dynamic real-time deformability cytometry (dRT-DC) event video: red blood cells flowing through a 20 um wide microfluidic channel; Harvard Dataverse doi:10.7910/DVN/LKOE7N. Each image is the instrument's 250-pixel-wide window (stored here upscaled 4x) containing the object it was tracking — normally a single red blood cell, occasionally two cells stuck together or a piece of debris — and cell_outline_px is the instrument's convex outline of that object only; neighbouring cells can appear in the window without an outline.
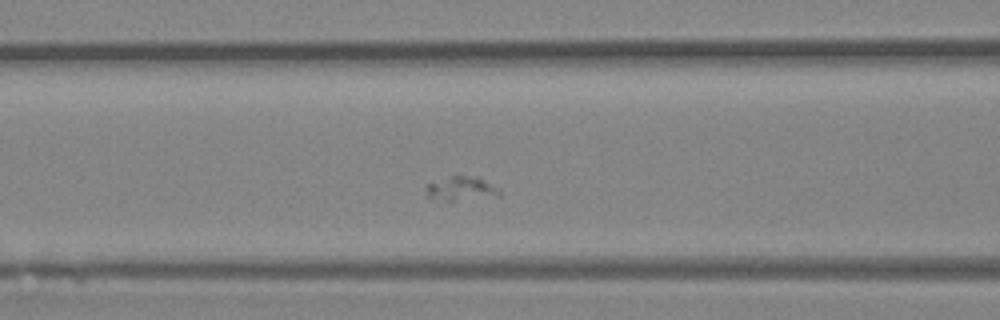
{"species": "Egyptian fruit bat (a non-hibernating species)", "species_latin": "Rousettus aegyptiacus", "temperature_condition": "room temperature", "stored_images_in_passage": 24, "camera_frame_rate_fps": 3000, "um_per_image_px": 0.085, "animal": {"sex": "female"}, "frame": {"image": 1, "passage_image": 5, "time_ms": 1.333, "image_size_px": [1000, 320], "cell_outline_px": [[500, 196], [444, 204], [440, 204], [428, 200], [424, 188], [428, 184], [452, 176], [472, 176], [484, 180], [500, 192]], "centroid_in_image_um": [39.06, 16.15], "position_along_channel_um": 127.5, "area_um2": 10.98}}
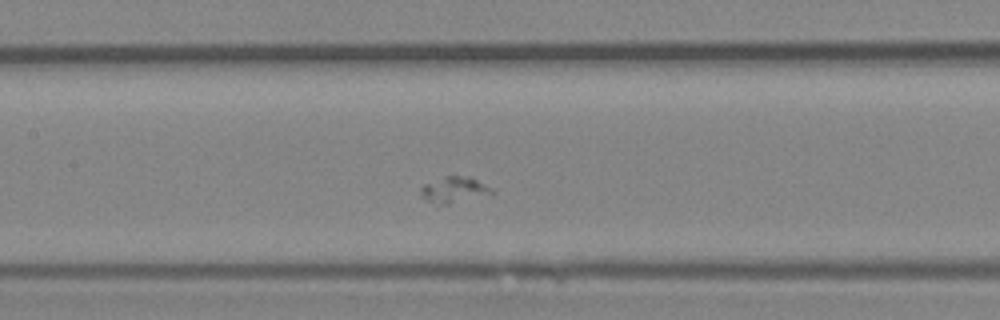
{"frame": {"image": 2, "passage_image": 8, "time_ms": 2.333, "image_size_px": [1000, 320], "cell_outline_px": [[496, 192], [492, 196], [448, 204], [444, 204], [424, 200], [420, 192], [420, 188], [424, 184], [444, 176], [472, 176], [492, 188]], "centroid_in_image_um": [38.7, 16.13], "position_along_channel_um": 168.7, "area_um2": 11.16}}